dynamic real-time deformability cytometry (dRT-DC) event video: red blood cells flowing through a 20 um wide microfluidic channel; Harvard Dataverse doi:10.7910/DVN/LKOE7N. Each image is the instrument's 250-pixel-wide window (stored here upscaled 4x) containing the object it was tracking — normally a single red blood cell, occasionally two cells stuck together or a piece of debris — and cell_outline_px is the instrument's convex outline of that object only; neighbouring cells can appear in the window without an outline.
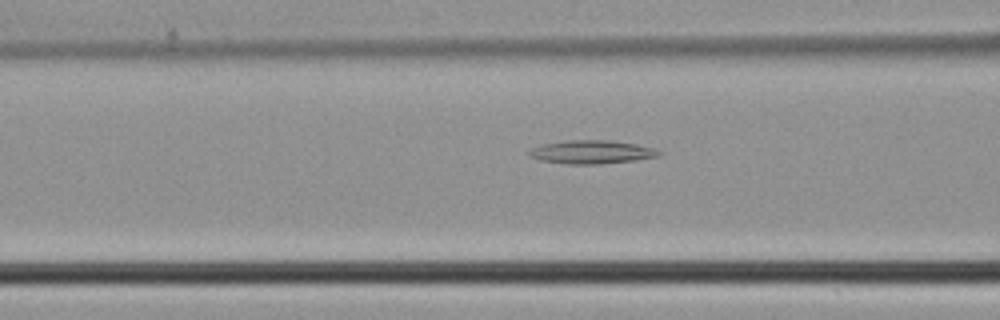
{"species": "common noctule bat (a hibernating species)", "species_latin": "Nyctalus noctula", "temperature_condition": "cold", "stored_images_in_passage": 34, "camera_frame_rate_fps": 3000, "um_per_image_px": 0.085, "animal": {"sex": "male", "body_mass_g": 21.5, "forearm_length_mm": 52.0}, "frame": {"image": 1, "passage_image": 7, "time_ms": 2.0, "image_size_px": [1000, 320], "cell_outline_px": [[664, 152], [660, 156], [636, 160], [600, 164], [568, 164], [540, 160], [528, 156], [524, 152], [532, 148], [544, 144], [564, 140], [608, 140], [636, 144], [656, 148]], "centroid_in_image_um": [50.3, 12.92], "position_along_channel_um": 116.3, "area_um2": 17.98}}
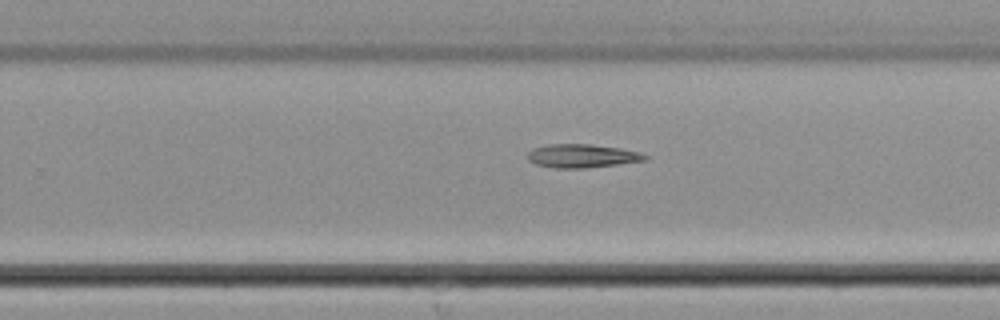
{"frame": {"image": 2, "passage_image": 18, "time_ms": 5.667, "image_size_px": [1000, 320], "cell_outline_px": [[648, 160], [584, 168], [556, 168], [536, 164], [528, 160], [528, 152], [532, 148], [548, 144], [592, 144], [620, 148], [640, 152], [648, 156]], "centroid_in_image_um": [49.47, 13.24], "position_along_channel_um": 280.3, "area_um2": 16.07}}
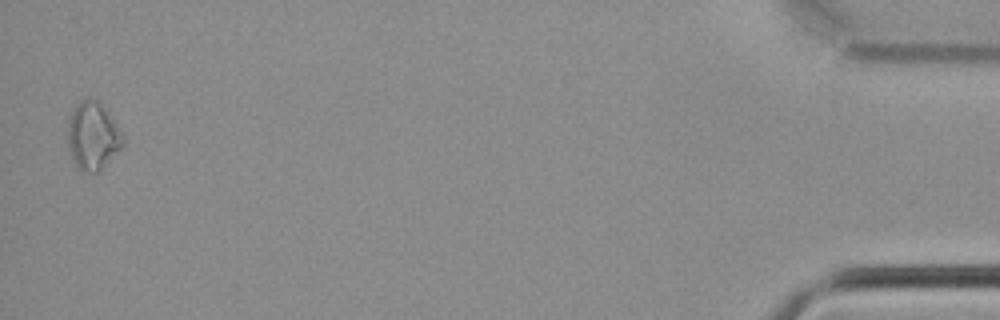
{"frame": {"image": 3, "passage_image": 34, "time_ms": 11.0, "image_size_px": [1000, 320], "cell_outline_px": [[124, 144], [100, 172], [88, 172], [80, 168], [76, 164], [68, 148], [68, 116], [76, 104], [80, 100], [88, 96], [96, 100], [104, 108], [124, 136]], "centroid_in_image_um": [7.88, 11.54], "position_along_channel_um": 427.3, "area_um2": 21.68}}